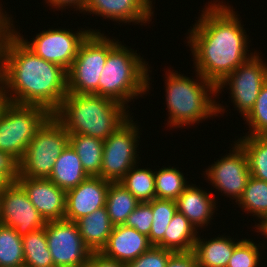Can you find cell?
<instances>
[{
	"mask_svg": "<svg viewBox=\"0 0 267 267\" xmlns=\"http://www.w3.org/2000/svg\"><path fill=\"white\" fill-rule=\"evenodd\" d=\"M153 0H86L83 14H95L117 23L146 25L154 16ZM136 23V24H135Z\"/></svg>",
	"mask_w": 267,
	"mask_h": 267,
	"instance_id": "16",
	"label": "cell"
},
{
	"mask_svg": "<svg viewBox=\"0 0 267 267\" xmlns=\"http://www.w3.org/2000/svg\"><path fill=\"white\" fill-rule=\"evenodd\" d=\"M152 201L140 203L127 217L125 224L139 233L149 236L153 222Z\"/></svg>",
	"mask_w": 267,
	"mask_h": 267,
	"instance_id": "35",
	"label": "cell"
},
{
	"mask_svg": "<svg viewBox=\"0 0 267 267\" xmlns=\"http://www.w3.org/2000/svg\"><path fill=\"white\" fill-rule=\"evenodd\" d=\"M131 116L114 133L104 140L101 178L109 182H120L125 174L136 164L140 153V125ZM138 147V149H137Z\"/></svg>",
	"mask_w": 267,
	"mask_h": 267,
	"instance_id": "9",
	"label": "cell"
},
{
	"mask_svg": "<svg viewBox=\"0 0 267 267\" xmlns=\"http://www.w3.org/2000/svg\"><path fill=\"white\" fill-rule=\"evenodd\" d=\"M0 85L12 103L42 106L53 114L68 94L67 70L37 56L15 34L3 46Z\"/></svg>",
	"mask_w": 267,
	"mask_h": 267,
	"instance_id": "2",
	"label": "cell"
},
{
	"mask_svg": "<svg viewBox=\"0 0 267 267\" xmlns=\"http://www.w3.org/2000/svg\"><path fill=\"white\" fill-rule=\"evenodd\" d=\"M152 246L148 236L123 224L114 226L101 253L107 258L128 264Z\"/></svg>",
	"mask_w": 267,
	"mask_h": 267,
	"instance_id": "18",
	"label": "cell"
},
{
	"mask_svg": "<svg viewBox=\"0 0 267 267\" xmlns=\"http://www.w3.org/2000/svg\"><path fill=\"white\" fill-rule=\"evenodd\" d=\"M233 145L231 144L230 153H226L225 156L214 161L203 172L205 178L207 177L205 180L210 181L209 184L213 186V189H218L219 192H223L221 195L225 194L224 197H229L230 201L234 202L233 200H235L237 203L251 173L246 152L236 141Z\"/></svg>",
	"mask_w": 267,
	"mask_h": 267,
	"instance_id": "12",
	"label": "cell"
},
{
	"mask_svg": "<svg viewBox=\"0 0 267 267\" xmlns=\"http://www.w3.org/2000/svg\"><path fill=\"white\" fill-rule=\"evenodd\" d=\"M170 69L165 71L164 77L166 110L169 112L167 125L170 128L190 127L225 113L226 108L215 100L217 89L210 81L197 71H194L197 78L193 79Z\"/></svg>",
	"mask_w": 267,
	"mask_h": 267,
	"instance_id": "3",
	"label": "cell"
},
{
	"mask_svg": "<svg viewBox=\"0 0 267 267\" xmlns=\"http://www.w3.org/2000/svg\"><path fill=\"white\" fill-rule=\"evenodd\" d=\"M84 267H127V264L107 258L101 252H92Z\"/></svg>",
	"mask_w": 267,
	"mask_h": 267,
	"instance_id": "40",
	"label": "cell"
},
{
	"mask_svg": "<svg viewBox=\"0 0 267 267\" xmlns=\"http://www.w3.org/2000/svg\"><path fill=\"white\" fill-rule=\"evenodd\" d=\"M69 143V133L51 115L38 129L18 162V176L48 178L53 166Z\"/></svg>",
	"mask_w": 267,
	"mask_h": 267,
	"instance_id": "7",
	"label": "cell"
},
{
	"mask_svg": "<svg viewBox=\"0 0 267 267\" xmlns=\"http://www.w3.org/2000/svg\"><path fill=\"white\" fill-rule=\"evenodd\" d=\"M76 223L83 242L91 252H101L114 228L106 206L81 217Z\"/></svg>",
	"mask_w": 267,
	"mask_h": 267,
	"instance_id": "21",
	"label": "cell"
},
{
	"mask_svg": "<svg viewBox=\"0 0 267 267\" xmlns=\"http://www.w3.org/2000/svg\"><path fill=\"white\" fill-rule=\"evenodd\" d=\"M177 210L182 213L198 231L211 225L217 211V203L212 193L196 184H189L175 200ZM199 228V229H198Z\"/></svg>",
	"mask_w": 267,
	"mask_h": 267,
	"instance_id": "19",
	"label": "cell"
},
{
	"mask_svg": "<svg viewBox=\"0 0 267 267\" xmlns=\"http://www.w3.org/2000/svg\"><path fill=\"white\" fill-rule=\"evenodd\" d=\"M254 228H256L255 231L257 230L256 231L257 233L259 234L261 233L260 235L265 236L264 239H266L267 238V217L260 224L258 225L255 224Z\"/></svg>",
	"mask_w": 267,
	"mask_h": 267,
	"instance_id": "43",
	"label": "cell"
},
{
	"mask_svg": "<svg viewBox=\"0 0 267 267\" xmlns=\"http://www.w3.org/2000/svg\"><path fill=\"white\" fill-rule=\"evenodd\" d=\"M155 195L158 199L176 200L189 185L185 174L176 167L155 169Z\"/></svg>",
	"mask_w": 267,
	"mask_h": 267,
	"instance_id": "30",
	"label": "cell"
},
{
	"mask_svg": "<svg viewBox=\"0 0 267 267\" xmlns=\"http://www.w3.org/2000/svg\"><path fill=\"white\" fill-rule=\"evenodd\" d=\"M0 173L10 182L18 177V162L8 153L0 151Z\"/></svg>",
	"mask_w": 267,
	"mask_h": 267,
	"instance_id": "37",
	"label": "cell"
},
{
	"mask_svg": "<svg viewBox=\"0 0 267 267\" xmlns=\"http://www.w3.org/2000/svg\"><path fill=\"white\" fill-rule=\"evenodd\" d=\"M48 248L55 267H84L91 255L76 222L48 221L45 225Z\"/></svg>",
	"mask_w": 267,
	"mask_h": 267,
	"instance_id": "13",
	"label": "cell"
},
{
	"mask_svg": "<svg viewBox=\"0 0 267 267\" xmlns=\"http://www.w3.org/2000/svg\"><path fill=\"white\" fill-rule=\"evenodd\" d=\"M166 267H198L196 255L190 252H174L168 259Z\"/></svg>",
	"mask_w": 267,
	"mask_h": 267,
	"instance_id": "38",
	"label": "cell"
},
{
	"mask_svg": "<svg viewBox=\"0 0 267 267\" xmlns=\"http://www.w3.org/2000/svg\"><path fill=\"white\" fill-rule=\"evenodd\" d=\"M236 204L242 211L259 219L257 225L260 224L267 217V182L250 176Z\"/></svg>",
	"mask_w": 267,
	"mask_h": 267,
	"instance_id": "26",
	"label": "cell"
},
{
	"mask_svg": "<svg viewBox=\"0 0 267 267\" xmlns=\"http://www.w3.org/2000/svg\"><path fill=\"white\" fill-rule=\"evenodd\" d=\"M176 211L174 200L158 198L152 200L153 222L148 238L153 246L164 248V234Z\"/></svg>",
	"mask_w": 267,
	"mask_h": 267,
	"instance_id": "32",
	"label": "cell"
},
{
	"mask_svg": "<svg viewBox=\"0 0 267 267\" xmlns=\"http://www.w3.org/2000/svg\"><path fill=\"white\" fill-rule=\"evenodd\" d=\"M207 239L203 236L201 239L198 234L195 241L193 252L196 255L198 267H227L234 248L243 240V238L239 240L227 235Z\"/></svg>",
	"mask_w": 267,
	"mask_h": 267,
	"instance_id": "20",
	"label": "cell"
},
{
	"mask_svg": "<svg viewBox=\"0 0 267 267\" xmlns=\"http://www.w3.org/2000/svg\"><path fill=\"white\" fill-rule=\"evenodd\" d=\"M173 253L171 250L152 246L137 259L128 263L127 267H166L167 261Z\"/></svg>",
	"mask_w": 267,
	"mask_h": 267,
	"instance_id": "36",
	"label": "cell"
},
{
	"mask_svg": "<svg viewBox=\"0 0 267 267\" xmlns=\"http://www.w3.org/2000/svg\"><path fill=\"white\" fill-rule=\"evenodd\" d=\"M134 165L120 181L121 184L140 202H151L155 195V171L149 167Z\"/></svg>",
	"mask_w": 267,
	"mask_h": 267,
	"instance_id": "29",
	"label": "cell"
},
{
	"mask_svg": "<svg viewBox=\"0 0 267 267\" xmlns=\"http://www.w3.org/2000/svg\"><path fill=\"white\" fill-rule=\"evenodd\" d=\"M140 202L121 184L111 182L107 192L106 208L114 226L123 225Z\"/></svg>",
	"mask_w": 267,
	"mask_h": 267,
	"instance_id": "25",
	"label": "cell"
},
{
	"mask_svg": "<svg viewBox=\"0 0 267 267\" xmlns=\"http://www.w3.org/2000/svg\"><path fill=\"white\" fill-rule=\"evenodd\" d=\"M4 44L0 41V84L2 79V52Z\"/></svg>",
	"mask_w": 267,
	"mask_h": 267,
	"instance_id": "45",
	"label": "cell"
},
{
	"mask_svg": "<svg viewBox=\"0 0 267 267\" xmlns=\"http://www.w3.org/2000/svg\"><path fill=\"white\" fill-rule=\"evenodd\" d=\"M216 2H218V3H223V0H222V1L215 0L214 3H216Z\"/></svg>",
	"mask_w": 267,
	"mask_h": 267,
	"instance_id": "46",
	"label": "cell"
},
{
	"mask_svg": "<svg viewBox=\"0 0 267 267\" xmlns=\"http://www.w3.org/2000/svg\"><path fill=\"white\" fill-rule=\"evenodd\" d=\"M16 182L24 189L30 202L48 221L63 220L66 212V191L49 178L18 176Z\"/></svg>",
	"mask_w": 267,
	"mask_h": 267,
	"instance_id": "15",
	"label": "cell"
},
{
	"mask_svg": "<svg viewBox=\"0 0 267 267\" xmlns=\"http://www.w3.org/2000/svg\"><path fill=\"white\" fill-rule=\"evenodd\" d=\"M46 4H48L50 7L55 8V11H61L63 9H67L70 7H73L76 11H80L79 13H83L86 0H44Z\"/></svg>",
	"mask_w": 267,
	"mask_h": 267,
	"instance_id": "41",
	"label": "cell"
},
{
	"mask_svg": "<svg viewBox=\"0 0 267 267\" xmlns=\"http://www.w3.org/2000/svg\"><path fill=\"white\" fill-rule=\"evenodd\" d=\"M10 184V182L0 173V193Z\"/></svg>",
	"mask_w": 267,
	"mask_h": 267,
	"instance_id": "44",
	"label": "cell"
},
{
	"mask_svg": "<svg viewBox=\"0 0 267 267\" xmlns=\"http://www.w3.org/2000/svg\"><path fill=\"white\" fill-rule=\"evenodd\" d=\"M199 231L178 210L164 234V249L172 252L193 251Z\"/></svg>",
	"mask_w": 267,
	"mask_h": 267,
	"instance_id": "24",
	"label": "cell"
},
{
	"mask_svg": "<svg viewBox=\"0 0 267 267\" xmlns=\"http://www.w3.org/2000/svg\"><path fill=\"white\" fill-rule=\"evenodd\" d=\"M127 47L118 42L109 51L99 77V96L130 108L128 103L149 92L152 83L147 61L137 50Z\"/></svg>",
	"mask_w": 267,
	"mask_h": 267,
	"instance_id": "5",
	"label": "cell"
},
{
	"mask_svg": "<svg viewBox=\"0 0 267 267\" xmlns=\"http://www.w3.org/2000/svg\"><path fill=\"white\" fill-rule=\"evenodd\" d=\"M110 183L99 176L88 177L76 187L67 190L64 219L76 222L81 217L105 207Z\"/></svg>",
	"mask_w": 267,
	"mask_h": 267,
	"instance_id": "17",
	"label": "cell"
},
{
	"mask_svg": "<svg viewBox=\"0 0 267 267\" xmlns=\"http://www.w3.org/2000/svg\"><path fill=\"white\" fill-rule=\"evenodd\" d=\"M10 98L6 94L5 89L0 85V118L5 112V109L10 104Z\"/></svg>",
	"mask_w": 267,
	"mask_h": 267,
	"instance_id": "42",
	"label": "cell"
},
{
	"mask_svg": "<svg viewBox=\"0 0 267 267\" xmlns=\"http://www.w3.org/2000/svg\"><path fill=\"white\" fill-rule=\"evenodd\" d=\"M243 119L249 126L245 135L267 136V82L262 86L253 108Z\"/></svg>",
	"mask_w": 267,
	"mask_h": 267,
	"instance_id": "34",
	"label": "cell"
},
{
	"mask_svg": "<svg viewBox=\"0 0 267 267\" xmlns=\"http://www.w3.org/2000/svg\"><path fill=\"white\" fill-rule=\"evenodd\" d=\"M24 266L55 267L47 244L45 227L22 237Z\"/></svg>",
	"mask_w": 267,
	"mask_h": 267,
	"instance_id": "28",
	"label": "cell"
},
{
	"mask_svg": "<svg viewBox=\"0 0 267 267\" xmlns=\"http://www.w3.org/2000/svg\"><path fill=\"white\" fill-rule=\"evenodd\" d=\"M235 141L246 152L251 176L267 182V136L244 135Z\"/></svg>",
	"mask_w": 267,
	"mask_h": 267,
	"instance_id": "27",
	"label": "cell"
},
{
	"mask_svg": "<svg viewBox=\"0 0 267 267\" xmlns=\"http://www.w3.org/2000/svg\"><path fill=\"white\" fill-rule=\"evenodd\" d=\"M251 239H243L235 248L227 267H258L260 266L265 244L255 243ZM258 244V245H257ZM261 247L263 250H261ZM266 247V248H265ZM260 251V252H259ZM262 252V253H261ZM263 267V266H260Z\"/></svg>",
	"mask_w": 267,
	"mask_h": 267,
	"instance_id": "33",
	"label": "cell"
},
{
	"mask_svg": "<svg viewBox=\"0 0 267 267\" xmlns=\"http://www.w3.org/2000/svg\"><path fill=\"white\" fill-rule=\"evenodd\" d=\"M51 115L42 106L10 102L0 118V151L19 162L38 129Z\"/></svg>",
	"mask_w": 267,
	"mask_h": 267,
	"instance_id": "8",
	"label": "cell"
},
{
	"mask_svg": "<svg viewBox=\"0 0 267 267\" xmlns=\"http://www.w3.org/2000/svg\"><path fill=\"white\" fill-rule=\"evenodd\" d=\"M123 104L95 94L68 93L52 114L69 134L106 140L130 117Z\"/></svg>",
	"mask_w": 267,
	"mask_h": 267,
	"instance_id": "4",
	"label": "cell"
},
{
	"mask_svg": "<svg viewBox=\"0 0 267 267\" xmlns=\"http://www.w3.org/2000/svg\"><path fill=\"white\" fill-rule=\"evenodd\" d=\"M212 2L204 6L198 20L188 30L186 42L194 57V71L217 87L256 50H248L251 40L233 6L228 2Z\"/></svg>",
	"mask_w": 267,
	"mask_h": 267,
	"instance_id": "1",
	"label": "cell"
},
{
	"mask_svg": "<svg viewBox=\"0 0 267 267\" xmlns=\"http://www.w3.org/2000/svg\"><path fill=\"white\" fill-rule=\"evenodd\" d=\"M255 52L216 87L217 97L223 88L230 89L231 102L243 118L253 108L262 86L267 82V63Z\"/></svg>",
	"mask_w": 267,
	"mask_h": 267,
	"instance_id": "10",
	"label": "cell"
},
{
	"mask_svg": "<svg viewBox=\"0 0 267 267\" xmlns=\"http://www.w3.org/2000/svg\"><path fill=\"white\" fill-rule=\"evenodd\" d=\"M0 223L14 228L21 237L46 225L45 219L17 182L10 183L0 193Z\"/></svg>",
	"mask_w": 267,
	"mask_h": 267,
	"instance_id": "14",
	"label": "cell"
},
{
	"mask_svg": "<svg viewBox=\"0 0 267 267\" xmlns=\"http://www.w3.org/2000/svg\"><path fill=\"white\" fill-rule=\"evenodd\" d=\"M91 32H101V30L81 27L80 31L73 32L67 28H49L37 33L30 41L24 39L23 34L21 35L17 30L16 35L37 56L68 71L77 56L79 46Z\"/></svg>",
	"mask_w": 267,
	"mask_h": 267,
	"instance_id": "11",
	"label": "cell"
},
{
	"mask_svg": "<svg viewBox=\"0 0 267 267\" xmlns=\"http://www.w3.org/2000/svg\"><path fill=\"white\" fill-rule=\"evenodd\" d=\"M119 42L101 32H91L79 46L67 71L68 93L99 95V77L109 51Z\"/></svg>",
	"mask_w": 267,
	"mask_h": 267,
	"instance_id": "6",
	"label": "cell"
},
{
	"mask_svg": "<svg viewBox=\"0 0 267 267\" xmlns=\"http://www.w3.org/2000/svg\"><path fill=\"white\" fill-rule=\"evenodd\" d=\"M1 4V3H0ZM5 9L0 5V41L5 44L10 40L15 34V25H13L12 15H9Z\"/></svg>",
	"mask_w": 267,
	"mask_h": 267,
	"instance_id": "39",
	"label": "cell"
},
{
	"mask_svg": "<svg viewBox=\"0 0 267 267\" xmlns=\"http://www.w3.org/2000/svg\"><path fill=\"white\" fill-rule=\"evenodd\" d=\"M69 144L89 177H101L104 141L83 134H69Z\"/></svg>",
	"mask_w": 267,
	"mask_h": 267,
	"instance_id": "23",
	"label": "cell"
},
{
	"mask_svg": "<svg viewBox=\"0 0 267 267\" xmlns=\"http://www.w3.org/2000/svg\"><path fill=\"white\" fill-rule=\"evenodd\" d=\"M88 177L78 155L68 143L57 158L48 178L59 188L67 191L76 187Z\"/></svg>",
	"mask_w": 267,
	"mask_h": 267,
	"instance_id": "22",
	"label": "cell"
},
{
	"mask_svg": "<svg viewBox=\"0 0 267 267\" xmlns=\"http://www.w3.org/2000/svg\"><path fill=\"white\" fill-rule=\"evenodd\" d=\"M24 266L22 237L12 227L0 223V267Z\"/></svg>",
	"mask_w": 267,
	"mask_h": 267,
	"instance_id": "31",
	"label": "cell"
}]
</instances>
